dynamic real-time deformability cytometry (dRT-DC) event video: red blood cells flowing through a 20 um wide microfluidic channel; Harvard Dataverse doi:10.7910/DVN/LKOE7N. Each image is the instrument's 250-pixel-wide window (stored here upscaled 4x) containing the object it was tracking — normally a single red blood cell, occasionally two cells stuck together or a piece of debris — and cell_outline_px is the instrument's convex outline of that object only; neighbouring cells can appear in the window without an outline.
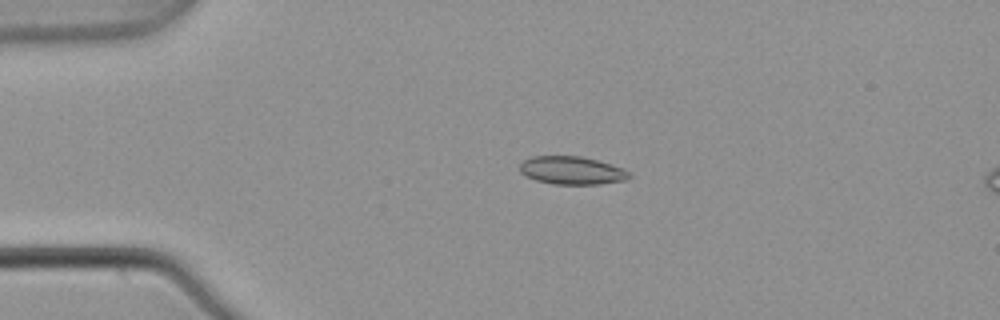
{"species": "common noctule bat (a hibernating species)", "species_latin": "Nyctalus noctula", "temperature_condition": "warm", "stored_images_in_passage": 5, "segment_of_instrument_passage": [1, 2], "camera_frame_rate_fps": 3000, "um_per_image_px": 0.085, "animal": {"sex": "male", "body_mass_g": 21.5, "forearm_length_mm": 52.0}, "frame": {"image": 1, "passage_image": 3, "time_ms": 0.667, "image_size_px": [1000, 320], "cell_outline_px": [[632, 176], [628, 180], [600, 184], [552, 184], [536, 180], [520, 172], [520, 164], [524, 160], [532, 156], [580, 156], [596, 160], [620, 168], [628, 172]], "centroid_in_image_um": [48.6, 14.49], "position_along_channel_um": 36.4, "area_um2": 17.69}}